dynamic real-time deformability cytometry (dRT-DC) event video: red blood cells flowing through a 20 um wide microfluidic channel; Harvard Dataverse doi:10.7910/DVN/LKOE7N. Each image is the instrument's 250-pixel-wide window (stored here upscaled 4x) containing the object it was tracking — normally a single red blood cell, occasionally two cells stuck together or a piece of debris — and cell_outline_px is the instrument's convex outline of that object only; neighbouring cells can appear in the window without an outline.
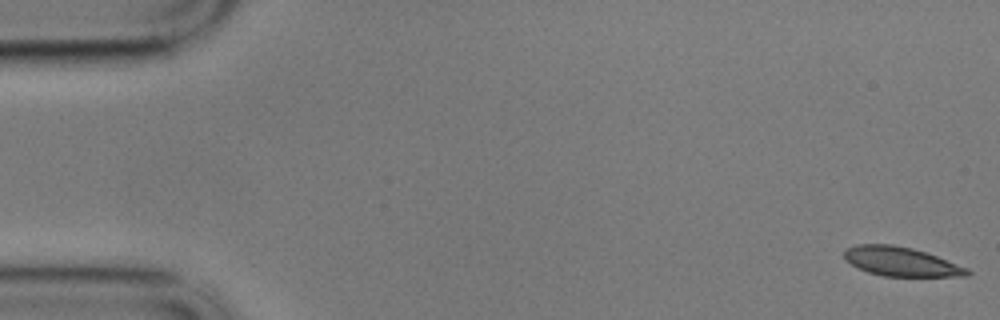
{"species": "common noctule bat (a hibernating species)", "species_latin": "Nyctalus noctula", "temperature_condition": "cold", "stored_images_in_passage": 58, "camera_frame_rate_fps": 3000, "um_per_image_px": 0.085, "animal": {"sex": "male", "body_mass_g": 17.9}, "frame": {"image": 1, "passage_image": 1, "time_ms": 0.0, "image_size_px": [1000, 320], "cell_outline_px": [[972, 272], [968, 276], [884, 276], [868, 272], [844, 260], [844, 248], [856, 244], [892, 244], [912, 248], [936, 256], [968, 268]], "centroid_in_image_um": [76.56, 22.23], "position_along_channel_um": 8.4, "area_um2": 20.81}}
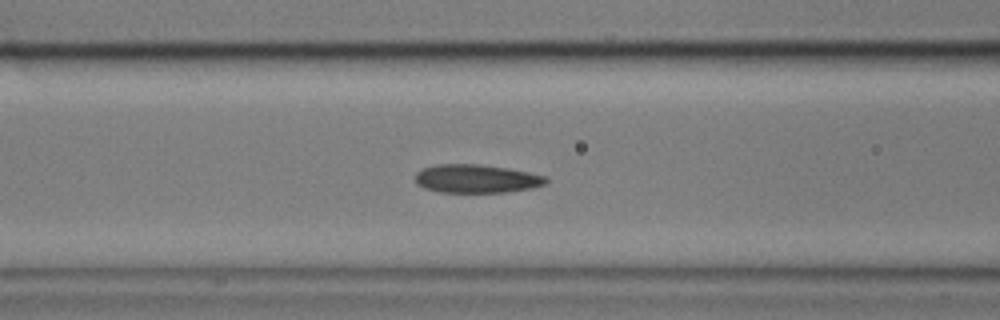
{"frame": {"image": 2, "passage_image": 23, "time_ms": 7.333, "image_size_px": [1000, 320], "cell_outline_px": [[548, 184], [532, 188], [504, 192], [440, 192], [424, 188], [416, 184], [416, 172], [432, 164], [480, 164], [508, 168], [548, 176]], "centroid_in_image_um": [40.52, 15.18], "position_along_channel_um": 126.1, "area_um2": 21.85}}
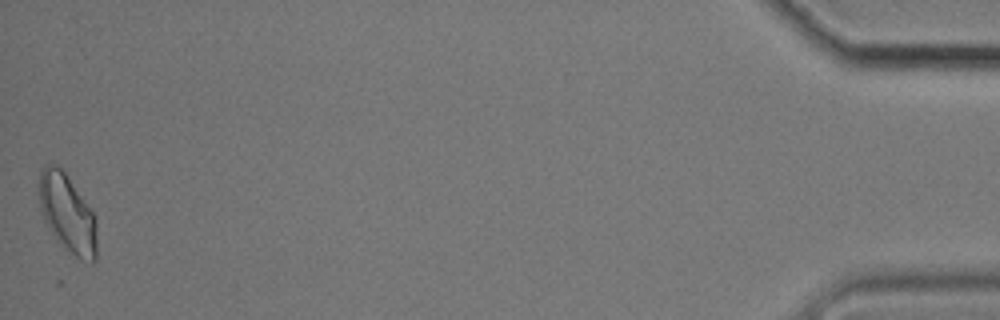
{"frame": {"image": 3, "passage_image": 58, "time_ms": 19.0, "image_size_px": [1000, 320], "cell_outline_px": [[96, 260], [92, 264], [80, 260], [64, 248], [56, 240], [48, 228], [44, 220], [40, 208], [36, 188], [40, 172], [44, 164], [56, 164], [68, 176], [96, 216]], "centroid_in_image_um": [5.7, 18.14], "position_along_channel_um": 429.5, "area_um2": 26.99}, "authors_computed_cell_mechanics": {"area_um2": 21.9929, "velocity_mm_per_s": 3.3995, "shape_relaxation_time_tau1_ms": 10.1576, "shape_relaxation_time_tau2_ms": 2.6151, "deformation_change_tau1": 0.161, "deformation_change_tau2": 0.0857}}